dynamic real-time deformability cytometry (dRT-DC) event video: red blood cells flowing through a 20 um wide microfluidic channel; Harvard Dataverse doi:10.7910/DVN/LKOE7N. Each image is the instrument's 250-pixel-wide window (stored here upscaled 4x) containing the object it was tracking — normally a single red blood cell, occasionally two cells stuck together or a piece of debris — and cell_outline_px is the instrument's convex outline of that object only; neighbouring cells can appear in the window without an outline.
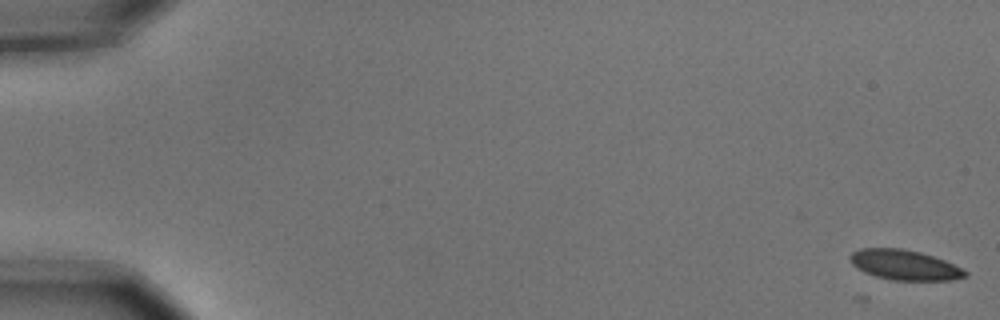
{"species": "common noctule bat (a hibernating species)", "species_latin": "Nyctalus noctula", "temperature_condition": "cold", "stored_images_in_passage": 6, "camera_frame_rate_fps": 3000, "um_per_image_px": 0.085, "animal": {"sex": "male", "body_mass_g": 15.6}, "frame": {"image": 1, "passage_image": 1, "time_ms": 0.0, "image_size_px": [1000, 320], "cell_outline_px": [[968, 276], [952, 280], [892, 280], [876, 276], [864, 272], [856, 268], [852, 264], [848, 256], [852, 252], [860, 248], [900, 248], [920, 252], [944, 260], [968, 272]], "centroid_in_image_um": [76.85, 22.52], "position_along_channel_um": 8.2, "area_um2": 20.11}}
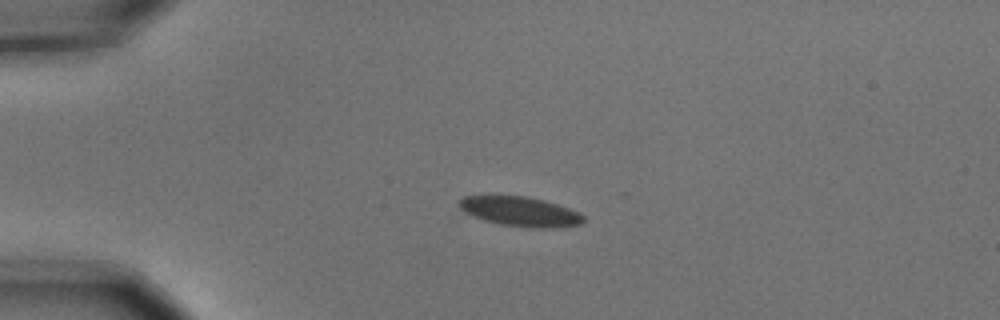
{"frame": {"image": 2, "passage_image": 4, "time_ms": 1.0, "image_size_px": [1000, 320], "cell_outline_px": [[584, 220], [580, 224], [552, 228], [536, 228], [500, 224], [484, 220], [472, 216], [464, 212], [460, 208], [460, 200], [464, 196], [524, 196], [544, 200], [580, 212], [584, 216]], "centroid_in_image_um": [44.23, 17.98], "position_along_channel_um": 40.8, "area_um2": 21.21}}
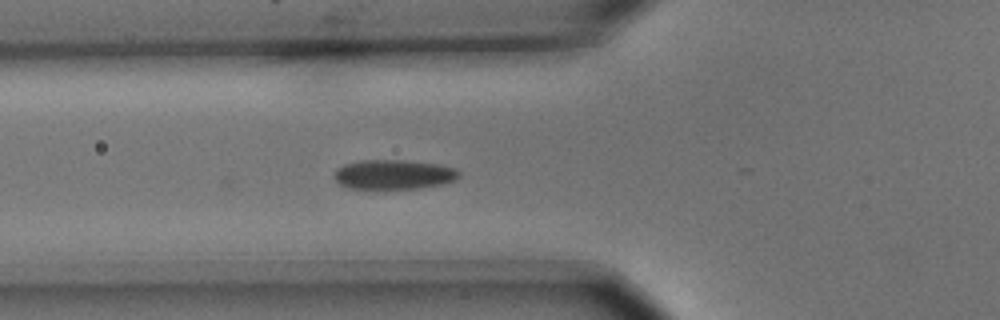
{"frame": {"image": 3, "passage_image": 6, "time_ms": 1.667, "image_size_px": [1000, 320], "cell_outline_px": [[460, 176], [456, 180], [440, 184], [420, 188], [348, 188], [340, 184], [332, 176], [336, 168], [344, 164], [360, 160], [404, 160], [440, 164], [456, 168], [460, 172]], "centroid_in_image_um": [33.46, 14.82], "position_along_channel_um": 92.3, "area_um2": 21.62}}